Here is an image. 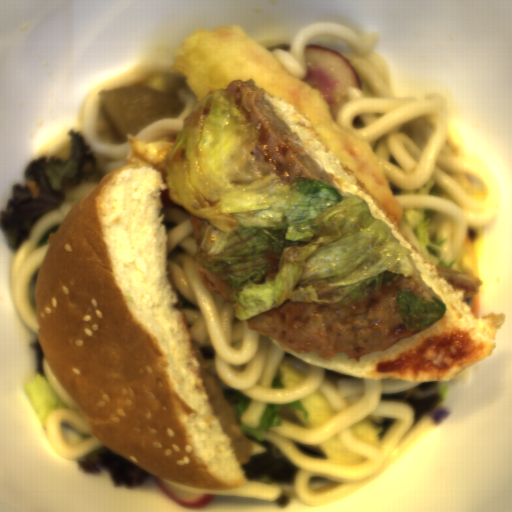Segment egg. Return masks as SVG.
Instances as JSON below:
<instances>
[{"instance_id":"obj_1","label":"egg","mask_w":512,"mask_h":512,"mask_svg":"<svg viewBox=\"0 0 512 512\" xmlns=\"http://www.w3.org/2000/svg\"><path fill=\"white\" fill-rule=\"evenodd\" d=\"M326 462L335 468L360 466L365 454L353 449L337 434L325 441L318 448Z\"/></svg>"},{"instance_id":"obj_2","label":"egg","mask_w":512,"mask_h":512,"mask_svg":"<svg viewBox=\"0 0 512 512\" xmlns=\"http://www.w3.org/2000/svg\"><path fill=\"white\" fill-rule=\"evenodd\" d=\"M299 402L308 405L309 417L306 419L299 413H296L300 422L309 428L321 429L332 422L339 414L331 403L319 392L314 391Z\"/></svg>"},{"instance_id":"obj_3","label":"egg","mask_w":512,"mask_h":512,"mask_svg":"<svg viewBox=\"0 0 512 512\" xmlns=\"http://www.w3.org/2000/svg\"><path fill=\"white\" fill-rule=\"evenodd\" d=\"M279 369L285 388L303 386L309 378L308 364L299 358L283 357Z\"/></svg>"},{"instance_id":"obj_4","label":"egg","mask_w":512,"mask_h":512,"mask_svg":"<svg viewBox=\"0 0 512 512\" xmlns=\"http://www.w3.org/2000/svg\"><path fill=\"white\" fill-rule=\"evenodd\" d=\"M352 434L365 445L381 444V427L365 416L350 427Z\"/></svg>"}]
</instances>
